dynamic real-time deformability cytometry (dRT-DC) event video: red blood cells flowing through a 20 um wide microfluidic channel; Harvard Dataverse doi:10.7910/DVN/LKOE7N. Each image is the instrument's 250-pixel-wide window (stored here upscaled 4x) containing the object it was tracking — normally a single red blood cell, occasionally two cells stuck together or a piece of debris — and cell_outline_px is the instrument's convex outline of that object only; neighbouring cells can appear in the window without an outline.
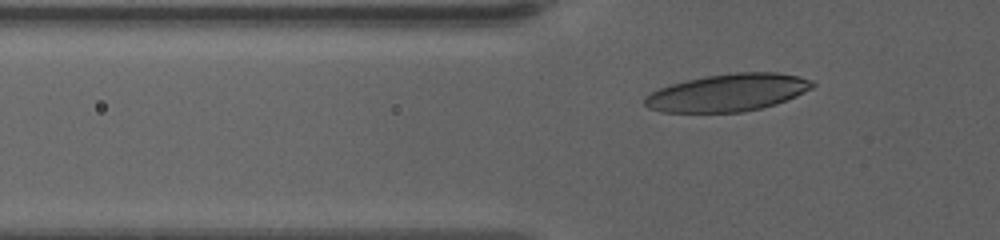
{"species": "human", "species_latin": "Homo sapiens", "temperature_condition": "warm", "stored_images_in_passage": 39, "camera_frame_rate_fps": 3000, "um_per_image_px": 0.085, "donor": {"sex": "female"}, "frame": {"image": 1, "passage_image": 6, "time_ms": 1.667, "image_size_px": [1000, 240], "cell_outline_px": [[816, 84], [812, 88], [796, 96], [776, 104], [760, 108], [740, 112], [660, 112], [648, 108], [644, 104], [644, 96], [660, 88], [672, 84], [704, 76], [736, 72], [780, 72], [800, 76], [812, 80]], "centroid_in_image_um": [61.88, 7.87], "position_along_channel_um": 63.9, "area_um2": 36.65}}
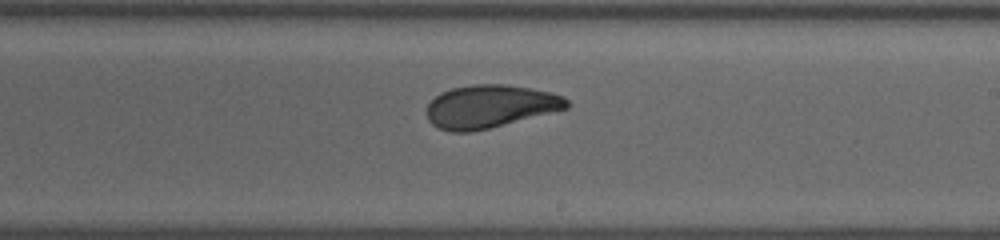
{"frame": {"image": 2, "passage_image": 22, "time_ms": 7.0, "image_size_px": [1000, 240], "cell_outline_px": [[568, 108], [488, 128], [468, 132], [452, 132], [440, 128], [432, 124], [428, 120], [428, 104], [440, 92], [452, 88], [472, 84], [504, 84], [532, 88], [564, 96], [568, 100]], "centroid_in_image_um": [41.64, 9.03], "position_along_channel_um": 247.4, "area_um2": 34.68}}
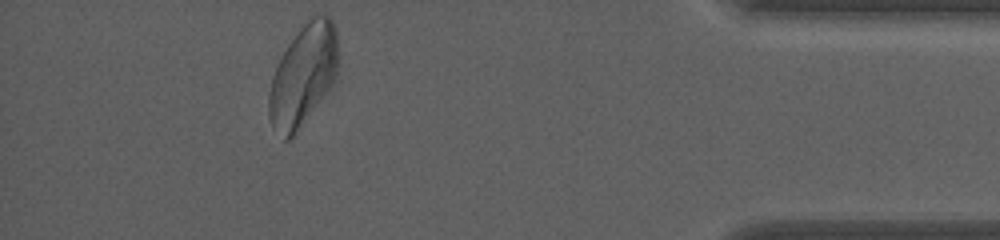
{"frame": {"image": 3, "passage_image": 39, "time_ms": 12.667, "image_size_px": [1000, 240], "cell_outline_px": [[336, 68], [332, 80], [292, 140], [284, 140], [272, 128], [268, 116], [268, 96], [272, 76], [288, 44], [300, 24], [308, 16], [320, 12], [324, 12], [332, 20], [336, 28]], "centroid_in_image_um": [25.71, 6.35], "position_along_channel_um": 409.5, "area_um2": 40.46}, "authors_computed_cell_mechanics": {"area_um2": 35.3158, "velocity_mm_per_s": 3.5866, "shape_relaxation_time_tau1_ms": 4.8645, "shape_relaxation_time_tau2_ms": 1.3259, "deformation_change_tau1": 0.1645, "deformation_change_tau2": 0.074}}